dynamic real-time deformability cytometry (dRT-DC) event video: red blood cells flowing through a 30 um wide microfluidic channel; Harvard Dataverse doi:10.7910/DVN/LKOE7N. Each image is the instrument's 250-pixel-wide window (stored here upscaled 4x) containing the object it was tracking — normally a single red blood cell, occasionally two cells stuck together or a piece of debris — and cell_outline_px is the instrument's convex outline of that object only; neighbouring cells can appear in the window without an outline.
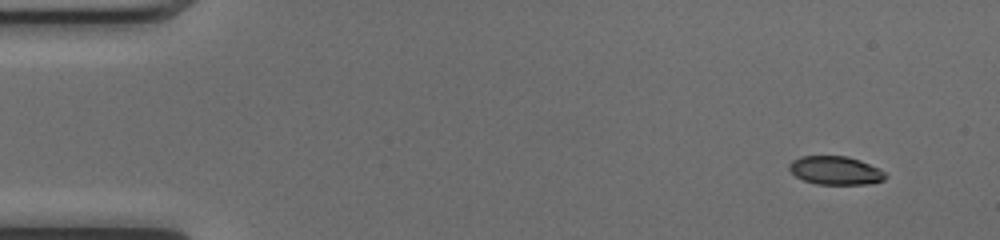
{"species": "common noctule bat (a hibernating species)", "species_latin": "Nyctalus noctula", "temperature_condition": "cold", "stored_images_in_passage": 48, "camera_frame_rate_fps": 3000, "um_per_image_px": 0.085, "animal": {"sex": "female", "body_mass_g": 17.0, "forearm_length_mm": 48.0}, "frame": {"image": 1, "passage_image": 1, "time_ms": 0.0, "image_size_px": [1000, 240], "cell_outline_px": [[888, 176], [884, 180], [868, 184], [816, 184], [804, 180], [796, 176], [788, 168], [788, 164], [792, 160], [800, 156], [848, 156], [860, 160], [880, 168]], "centroid_in_image_um": [71.03, 14.48], "position_along_channel_um": 14.0, "area_um2": 16.07}}
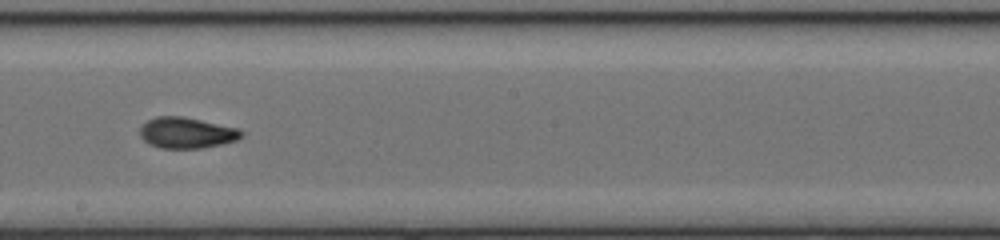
{"frame": {"image": 2, "passage_image": 26, "time_ms": 8.333, "image_size_px": [1000, 240], "cell_outline_px": [[244, 136], [236, 140], [220, 144], [200, 148], [160, 148], [148, 144], [140, 136], [140, 128], [148, 120], [156, 116], [184, 116], [240, 128], [244, 132]], "centroid_in_image_um": [15.88, 11.28], "position_along_channel_um": 232.3, "area_um2": 18.44}}
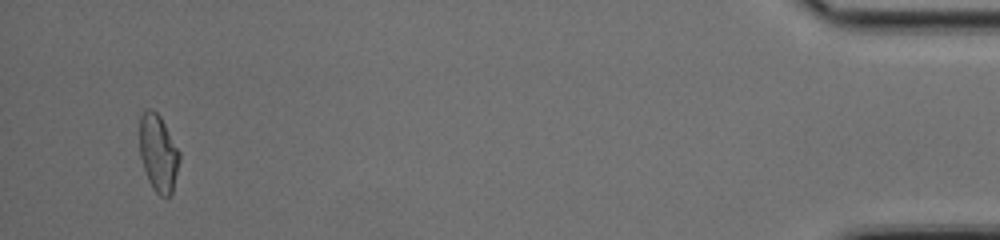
{"frame": {"image": 3, "passage_image": 46, "time_ms": 15.0, "image_size_px": [1000, 240], "cell_outline_px": [[180, 160], [172, 192], [168, 196], [160, 196], [152, 188], [148, 180], [140, 156], [140, 116], [148, 108], [152, 108], [160, 116], [180, 152]], "centroid_in_image_um": [13.46, 13.01], "position_along_channel_um": 421.7, "area_um2": 17.8}, "authors_computed_cell_mechanics": {"area_um2": 17.7446, "velocity_mm_per_s": 4.0904, "shape_relaxation_time_tau1_ms": 3.9829, "shape_relaxation_time_tau2_ms": 1.4034, "deformation_change_tau1": 0.174, "deformation_change_tau2": 0.0687}}